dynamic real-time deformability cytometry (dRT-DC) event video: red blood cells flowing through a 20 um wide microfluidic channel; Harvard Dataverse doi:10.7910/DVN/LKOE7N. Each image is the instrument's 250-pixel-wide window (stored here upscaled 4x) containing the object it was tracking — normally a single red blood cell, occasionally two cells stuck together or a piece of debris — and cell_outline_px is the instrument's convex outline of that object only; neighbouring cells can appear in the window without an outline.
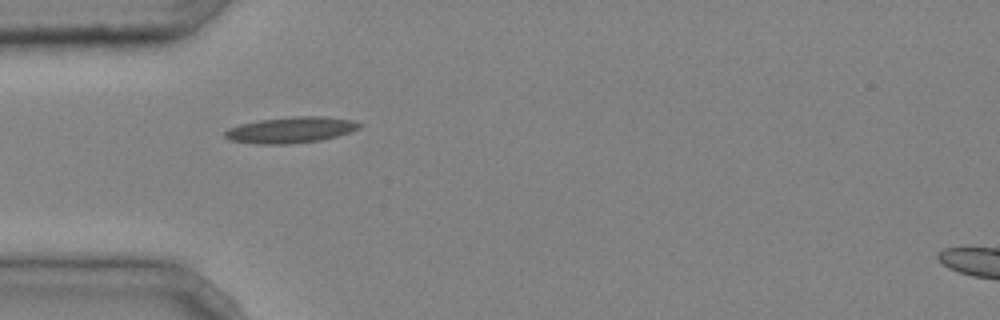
{"species": "common noctule bat (a hibernating species)", "species_latin": "Nyctalus noctula", "temperature_condition": "cold", "stored_images_in_passage": 2, "camera_frame_rate_fps": 3000, "um_per_image_px": 0.085, "animal": {"sex": "male", "body_mass_g": 20.4}, "frame": {"image": 1, "passage_image": 1, "time_ms": 0.0, "image_size_px": [1000, 320], "cell_outline_px": [[360, 128], [352, 132], [320, 140], [288, 144], [256, 144], [228, 140], [224, 136], [224, 132], [228, 128], [240, 124], [260, 120], [292, 116], [324, 116], [352, 120], [360, 124]], "centroid_in_image_um": [24.69, 11.04], "position_along_channel_um": 60.3, "area_um2": 20.46}}